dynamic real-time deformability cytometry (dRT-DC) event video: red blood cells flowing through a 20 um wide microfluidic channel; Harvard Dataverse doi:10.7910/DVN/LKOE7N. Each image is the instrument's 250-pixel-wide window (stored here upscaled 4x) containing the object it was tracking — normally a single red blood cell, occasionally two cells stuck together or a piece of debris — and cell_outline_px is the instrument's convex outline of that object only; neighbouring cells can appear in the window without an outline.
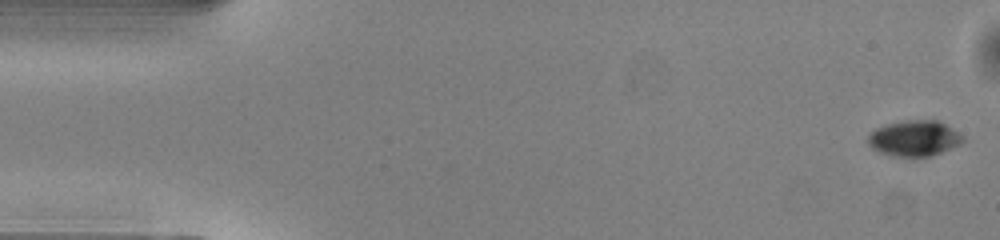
{"species": "common noctule bat (a hibernating species)", "species_latin": "Nyctalus noctula", "temperature_condition": "warm", "stored_images_in_passage": 50, "camera_frame_rate_fps": 3000, "um_per_image_px": 0.085, "animal": {"sex": "male", "body_mass_g": 13.0, "forearm_length_mm": 53.1}, "frame": {"image": 1, "passage_image": 1, "time_ms": 0.0, "image_size_px": [1000, 240], "cell_outline_px": [[964, 140], [960, 144], [932, 156], [892, 156], [880, 152], [872, 148], [868, 144], [868, 132], [876, 128], [888, 124], [908, 120], [936, 120], [952, 128], [964, 136]], "centroid_in_image_um": [77.7, 11.76], "position_along_channel_um": 7.3, "area_um2": 19.65}}
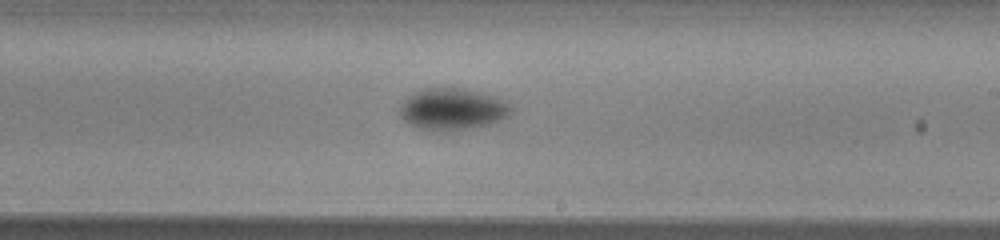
{"frame": {"image": 2, "passage_image": 29, "time_ms": 9.333, "image_size_px": [1000, 240], "cell_outline_px": [[512, 116], [488, 124], [448, 132], [428, 132], [404, 120], [400, 116], [400, 104], [412, 92], [420, 88], [464, 88], [496, 96], [512, 104]], "centroid_in_image_um": [38.47, 9.28], "position_along_channel_um": 250.5, "area_um2": 27.63}}
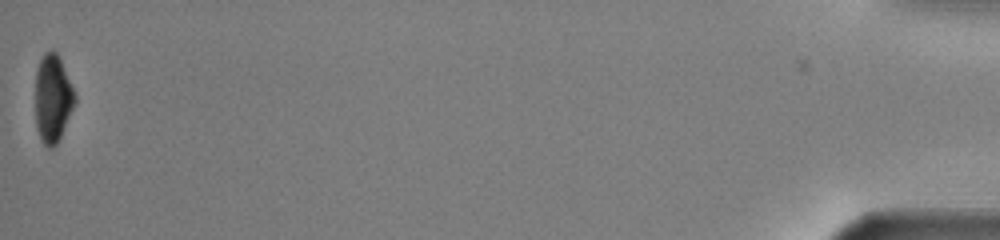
{"frame": {"image": 3, "passage_image": 50, "time_ms": 16.333, "image_size_px": [1000, 240], "cell_outline_px": [[76, 100], [60, 136], [56, 144], [52, 148], [48, 148], [40, 140], [36, 128], [36, 72], [40, 60], [44, 52], [56, 52], [76, 92]], "centroid_in_image_um": [4.48, 8.39], "position_along_channel_um": 430.7, "area_um2": 19.94}, "authors_computed_cell_mechanics": {"area_um2": 23.0911, "velocity_mm_per_s": 4.0999, "shape_relaxation_time_tau1_ms": 2.2699, "shape_relaxation_time_tau2_ms": null, "deformation_change_tau1": 0.0985, "deformation_change_tau2": null}}